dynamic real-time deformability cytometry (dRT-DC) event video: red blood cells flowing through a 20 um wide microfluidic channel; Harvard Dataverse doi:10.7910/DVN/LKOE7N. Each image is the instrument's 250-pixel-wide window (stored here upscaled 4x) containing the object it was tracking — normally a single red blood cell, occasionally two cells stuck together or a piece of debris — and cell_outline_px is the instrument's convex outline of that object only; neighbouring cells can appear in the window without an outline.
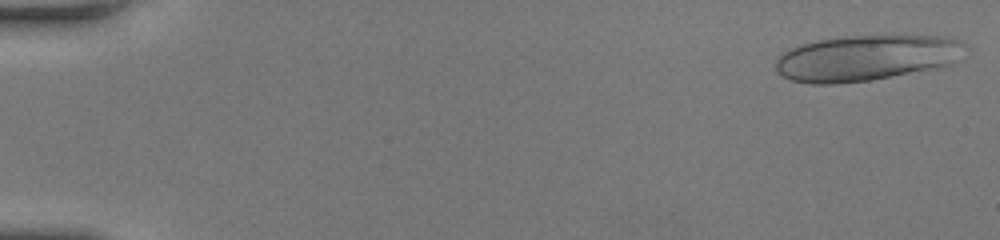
{"species": "human", "species_latin": "Homo sapiens", "temperature_condition": "room temperature", "stored_images_in_passage": 44, "camera_frame_rate_fps": 3000, "um_per_image_px": 0.085, "donor": {"sex": "female"}, "frame": {"image": 1, "passage_image": 1, "time_ms": 0.0, "image_size_px": [1000, 240], "cell_outline_px": [[968, 48], [952, 64], [936, 68], [868, 80], [836, 84], [812, 84], [792, 80], [776, 72], [776, 56], [788, 48], [800, 44], [816, 40], [844, 36], [888, 32], [936, 36], [960, 40]], "centroid_in_image_um": [73.63, 4.87], "position_along_channel_um": 11.4, "area_um2": 51.85}}
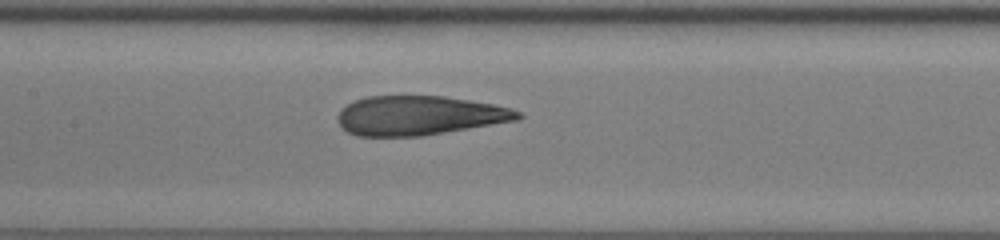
{"frame": {"image": 2, "passage_image": 22, "time_ms": 7.0, "image_size_px": [1000, 240], "cell_outline_px": [[524, 116], [516, 120], [420, 136], [356, 136], [348, 132], [336, 120], [340, 108], [356, 100], [368, 96], [444, 96], [492, 104], [512, 108], [520, 112]], "centroid_in_image_um": [35.6, 9.81], "position_along_channel_um": 171.8, "area_um2": 40.98}}
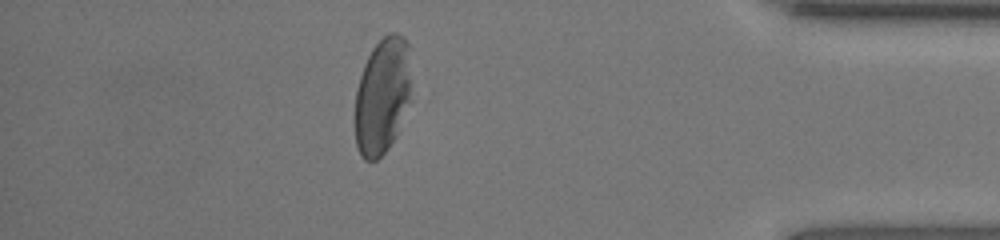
{"frame": {"image": 3, "passage_image": 39, "time_ms": 12.667, "image_size_px": [1000, 240], "cell_outline_px": [[408, 100], [396, 136], [388, 148], [376, 160], [364, 160], [360, 156], [356, 144], [356, 92], [360, 76], [364, 64], [372, 48], [388, 32], [396, 32], [404, 36], [408, 44]], "centroid_in_image_um": [32.46, 8.14], "position_along_channel_um": 402.7, "area_um2": 37.28}}